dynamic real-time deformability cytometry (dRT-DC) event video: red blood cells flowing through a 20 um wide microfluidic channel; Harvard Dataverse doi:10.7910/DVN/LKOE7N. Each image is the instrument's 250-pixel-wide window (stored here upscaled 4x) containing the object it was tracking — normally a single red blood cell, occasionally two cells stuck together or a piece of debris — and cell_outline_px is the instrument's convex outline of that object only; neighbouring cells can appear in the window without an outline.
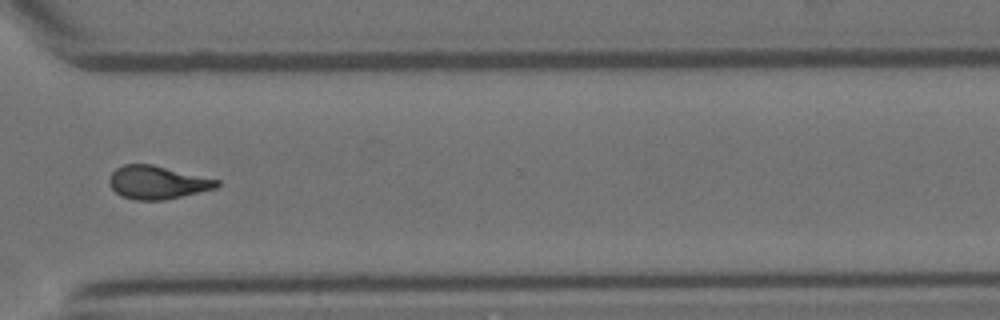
{"species": "Egyptian fruit bat (a non-hibernating species)", "species_latin": "Rousettus aegyptiacus", "temperature_condition": "room temperature", "stored_images_in_passage": 15, "camera_frame_rate_fps": 3000, "um_per_image_px": 0.085, "animal": {"sex": "female"}, "frame": {"image": 1, "passage_image": 12, "time_ms": 3.667, "image_size_px": [1000, 320], "cell_outline_px": [[220, 184], [216, 188], [164, 200], [136, 200], [120, 196], [112, 188], [108, 180], [112, 172], [116, 168], [124, 164], [152, 164], [220, 180]], "centroid_in_image_um": [13.36, 15.5], "position_along_channel_um": 357.2, "area_um2": 20.75}}